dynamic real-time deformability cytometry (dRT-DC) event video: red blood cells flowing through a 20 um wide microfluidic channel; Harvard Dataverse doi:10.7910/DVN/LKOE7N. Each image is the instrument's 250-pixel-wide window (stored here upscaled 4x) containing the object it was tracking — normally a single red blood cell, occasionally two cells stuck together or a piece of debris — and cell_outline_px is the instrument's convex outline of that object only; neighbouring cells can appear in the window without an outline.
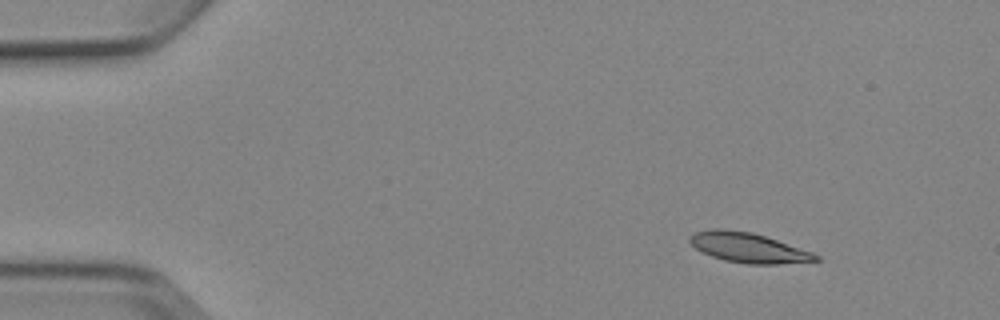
{"species": "Egyptian fruit bat (a non-hibernating species)", "species_latin": "Rousettus aegyptiacus", "temperature_condition": "cold", "stored_images_in_passage": 3, "camera_frame_rate_fps": 3000, "um_per_image_px": 0.085, "animal": {"sex": "female"}, "frame": {"image": 1, "passage_image": 1, "time_ms": 0.0, "image_size_px": [1000, 320], "cell_outline_px": [[820, 260], [776, 264], [748, 264], [724, 260], [700, 252], [688, 240], [688, 236], [696, 232], [712, 228], [724, 228], [752, 232], [812, 252], [820, 256]], "centroid_in_image_um": [63.56, 21.04], "position_along_channel_um": 21.4, "area_um2": 21.85}}